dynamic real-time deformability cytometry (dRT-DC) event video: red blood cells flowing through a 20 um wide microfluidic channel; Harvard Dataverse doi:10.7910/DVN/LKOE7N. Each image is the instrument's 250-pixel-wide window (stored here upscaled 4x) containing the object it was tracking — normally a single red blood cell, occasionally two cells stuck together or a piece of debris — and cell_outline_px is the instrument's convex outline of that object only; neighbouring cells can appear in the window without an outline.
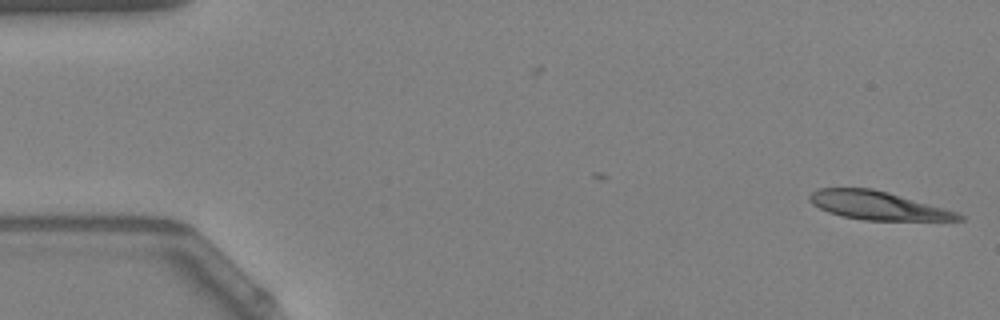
{"species": "Egyptian fruit bat (a non-hibernating species)", "species_latin": "Rousettus aegyptiacus", "temperature_condition": "warm", "stored_images_in_passage": 45, "camera_frame_rate_fps": 3000, "um_per_image_px": 0.085, "animal": {"sex": "female"}, "frame": {"image": 1, "passage_image": 1, "time_ms": 0.0, "image_size_px": [1000, 320], "cell_outline_px": [[964, 220], [864, 220], [840, 216], [828, 212], [812, 204], [808, 200], [808, 196], [816, 188], [872, 188], [888, 192], [960, 212], [964, 216]], "centroid_in_image_um": [74.61, 17.47], "position_along_channel_um": 10.4, "area_um2": 24.8}}
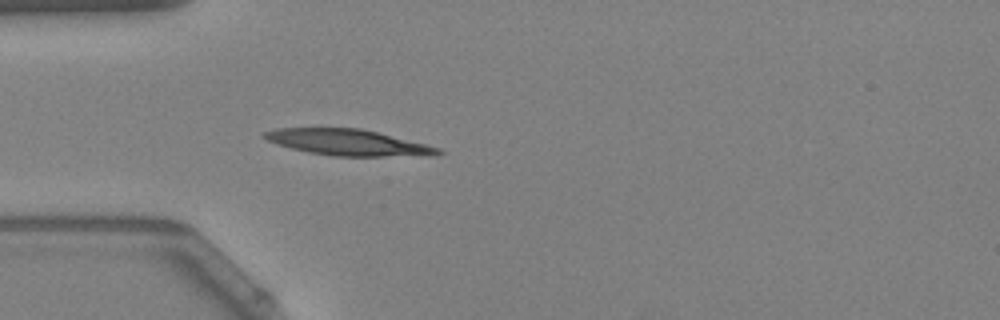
{"frame": {"image": 2, "passage_image": 15, "time_ms": 4.667, "image_size_px": [1000, 320], "cell_outline_px": [[444, 152], [440, 156], [332, 156], [308, 152], [276, 144], [260, 136], [264, 132], [276, 128], [360, 128], [440, 148]], "centroid_in_image_um": [29.59, 12.12], "position_along_channel_um": 55.4, "area_um2": 26.36}}
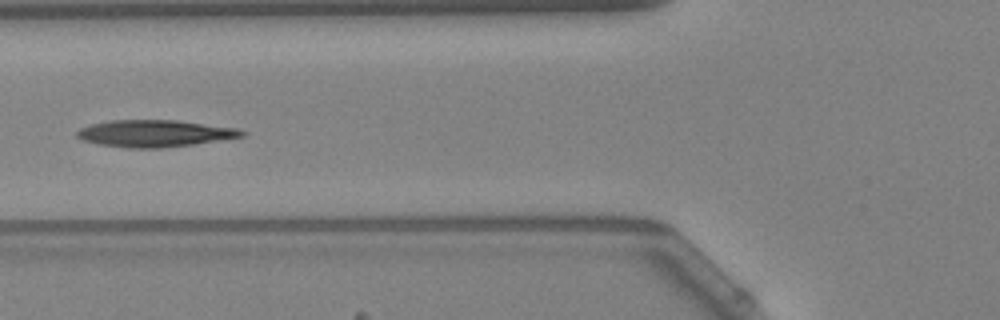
{"frame": {"image": 3, "passage_image": 20, "time_ms": 6.333, "image_size_px": [1000, 320], "cell_outline_px": [[248, 132], [244, 136], [192, 144], [160, 148], [132, 148], [100, 144], [80, 140], [76, 136], [76, 132], [80, 128], [92, 124], [108, 120], [176, 120], [236, 128]], "centroid_in_image_um": [13.12, 11.33], "position_along_channel_um": 112.7, "area_um2": 25.66}, "authors_computed_cell_mechanics": {"area_um2": 25.6632, "velocity_mm_per_s": 3.7828, "shape_relaxation_time_tau1_ms": null, "shape_relaxation_time_tau2_ms": 7.38, "deformation_change_tau1": null, "deformation_change_tau2": 0.152}}